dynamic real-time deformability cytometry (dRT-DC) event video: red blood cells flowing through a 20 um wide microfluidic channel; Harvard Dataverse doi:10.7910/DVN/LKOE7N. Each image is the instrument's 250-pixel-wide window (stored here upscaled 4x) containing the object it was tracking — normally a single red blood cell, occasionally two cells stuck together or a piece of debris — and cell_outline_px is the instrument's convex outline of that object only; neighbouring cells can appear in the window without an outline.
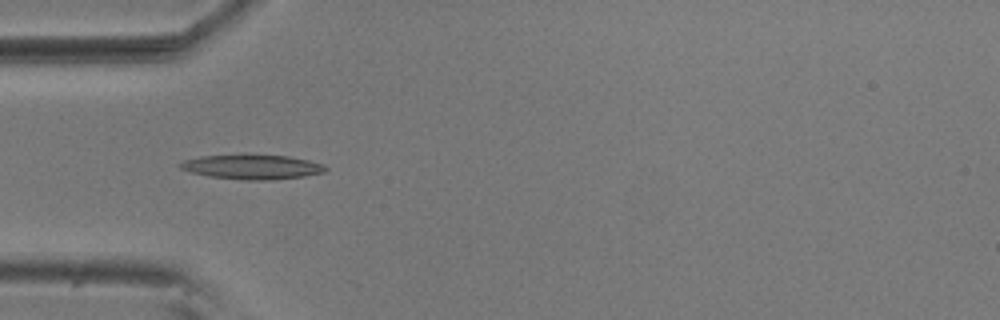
{"species": "common noctule bat (a hibernating species)", "species_latin": "Nyctalus noctula", "temperature_condition": "room temperature", "stored_images_in_passage": 4, "camera_frame_rate_fps": 3000, "um_per_image_px": 0.085, "animal": {"sex": "male", "body_mass_g": 20.5, "forearm_length_mm": 52.5}, "frame": {"image": 1, "passage_image": 3, "time_ms": 0.667, "image_size_px": [1000, 320], "cell_outline_px": [[328, 168], [324, 172], [304, 176], [272, 180], [240, 180], [208, 176], [192, 172], [180, 168], [176, 164], [184, 160], [200, 156], [244, 152], [288, 156], [308, 160], [324, 164]], "centroid_in_image_um": [21.39, 14.15], "position_along_channel_um": 63.6, "area_um2": 21.73}}